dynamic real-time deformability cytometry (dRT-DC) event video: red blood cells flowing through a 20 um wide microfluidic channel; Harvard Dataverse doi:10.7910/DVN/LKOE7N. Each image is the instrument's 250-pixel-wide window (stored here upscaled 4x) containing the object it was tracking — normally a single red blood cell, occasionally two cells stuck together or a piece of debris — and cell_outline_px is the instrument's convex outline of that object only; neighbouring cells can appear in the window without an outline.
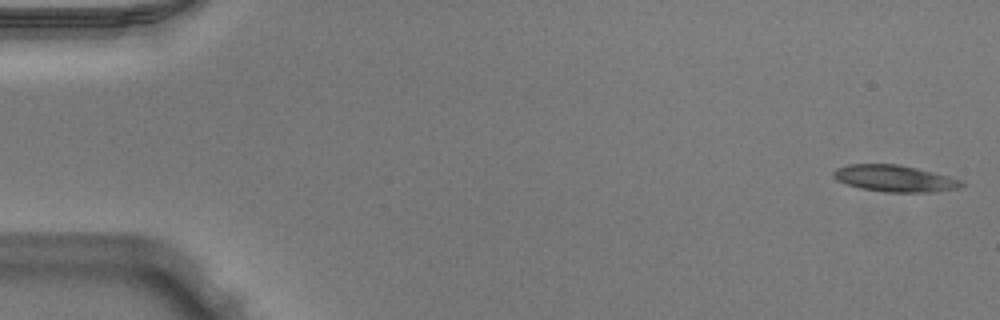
{"species": "Egyptian fruit bat (a non-hibernating species)", "species_latin": "Rousettus aegyptiacus", "temperature_condition": "warm", "stored_images_in_passage": 50, "camera_frame_rate_fps": 3000, "um_per_image_px": 0.085, "animal": {"sex": "male"}, "frame": {"image": 1, "passage_image": 1, "time_ms": 0.0, "image_size_px": [1000, 320], "cell_outline_px": [[964, 184], [956, 188], [932, 192], [884, 192], [860, 188], [836, 180], [832, 176], [832, 172], [836, 168], [848, 164], [900, 164], [948, 176], [960, 180]], "centroid_in_image_um": [75.98, 15.16], "position_along_channel_um": 9.0, "area_um2": 19.71}}
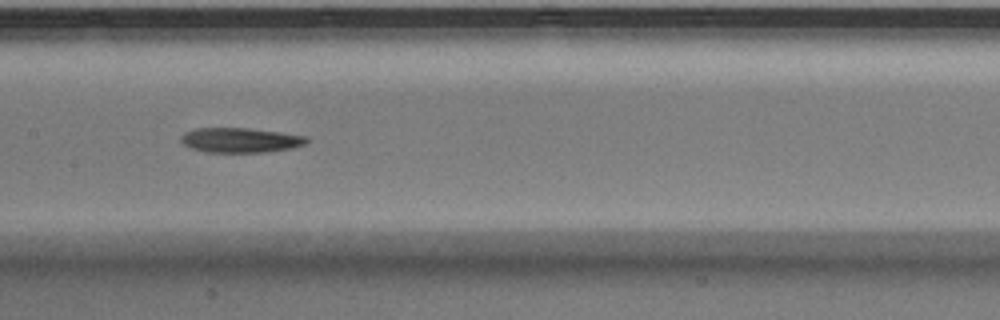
{"frame": {"image": 2, "passage_image": 25, "time_ms": 8.0, "image_size_px": [1000, 320], "cell_outline_px": [[308, 140], [304, 144], [292, 148], [260, 152], [208, 152], [192, 148], [184, 144], [180, 140], [180, 136], [184, 132], [196, 128], [248, 128], [280, 132], [308, 136]], "centroid_in_image_um": [20.41, 11.9], "position_along_channel_um": 187.0, "area_um2": 18.03}}
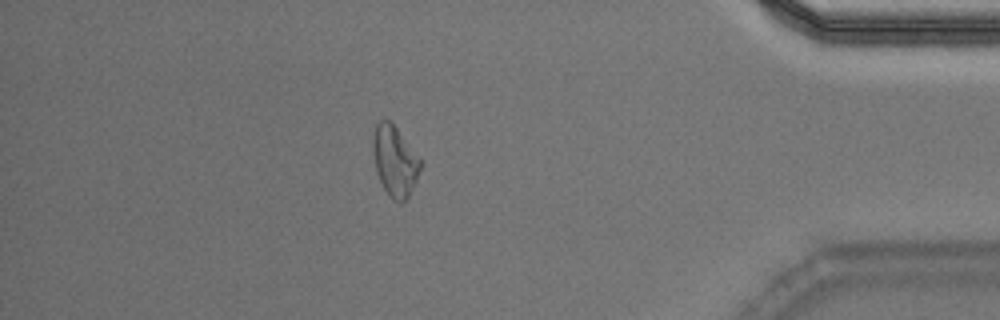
{"frame": {"image": 3, "passage_image": 44, "time_ms": 14.333, "image_size_px": [1000, 320], "cell_outline_px": [[424, 164], [408, 196], [400, 204], [384, 188], [376, 172], [372, 152], [372, 140], [376, 124], [380, 120], [392, 120]], "centroid_in_image_um": [33.56, 13.62], "position_along_channel_um": 401.6, "area_um2": 19.54}}